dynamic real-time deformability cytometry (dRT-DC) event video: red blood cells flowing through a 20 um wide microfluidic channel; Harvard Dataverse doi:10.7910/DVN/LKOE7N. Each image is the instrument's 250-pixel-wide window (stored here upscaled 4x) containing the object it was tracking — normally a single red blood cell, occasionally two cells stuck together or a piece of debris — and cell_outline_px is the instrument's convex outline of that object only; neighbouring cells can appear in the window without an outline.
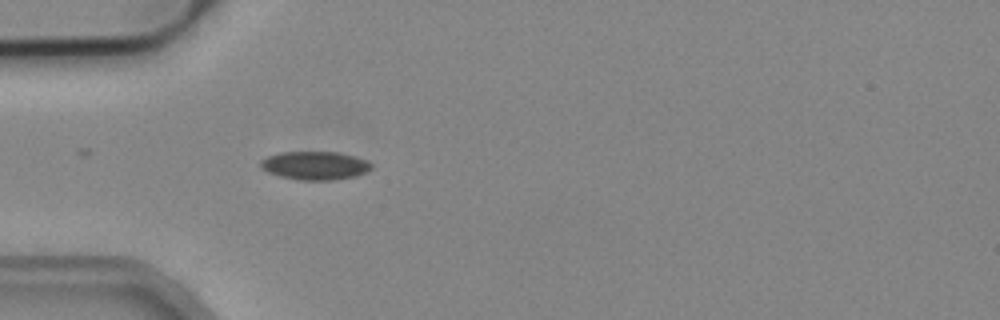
{"species": "common noctule bat (a hibernating species)", "species_latin": "Nyctalus noctula", "temperature_condition": "cold", "stored_images_in_passage": 3, "camera_frame_rate_fps": 3000, "um_per_image_px": 0.085, "animal": {"sex": "male", "body_mass_g": 19.2, "forearm_length_mm": 51.8}, "frame": {"image": 1, "passage_image": 3, "time_ms": 0.667, "image_size_px": [1000, 320], "cell_outline_px": [[372, 168], [364, 172], [352, 176], [328, 180], [300, 180], [280, 176], [268, 172], [260, 168], [260, 160], [268, 156], [280, 152], [336, 152], [352, 156], [364, 160], [372, 164]], "centroid_in_image_um": [26.69, 14.06], "position_along_channel_um": 58.3, "area_um2": 17.98}}